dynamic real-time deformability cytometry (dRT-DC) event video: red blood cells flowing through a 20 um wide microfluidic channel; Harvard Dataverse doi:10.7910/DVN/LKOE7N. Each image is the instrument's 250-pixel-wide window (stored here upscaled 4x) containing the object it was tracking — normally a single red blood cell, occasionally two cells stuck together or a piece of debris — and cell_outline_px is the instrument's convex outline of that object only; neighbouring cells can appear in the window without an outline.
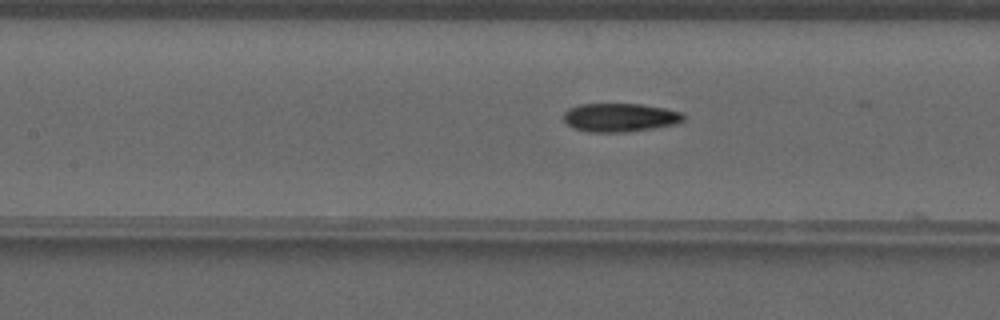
{"species": "common noctule bat (a hibernating species)", "species_latin": "Nyctalus noctula", "temperature_condition": "warm", "stored_images_in_passage": 31, "camera_frame_rate_fps": 3000, "um_per_image_px": 0.085, "animal": {"sex": "male", "forearm_length_mm": 52.5}, "frame": {"image": 1, "passage_image": 9, "time_ms": 2.667, "image_size_px": [1000, 320], "cell_outline_px": [[684, 120], [680, 124], [624, 132], [588, 132], [576, 128], [568, 124], [564, 120], [564, 112], [568, 108], [580, 104], [640, 104], [664, 108], [680, 112], [684, 116]], "centroid_in_image_um": [52.71, 9.98], "position_along_channel_um": 154.7, "area_um2": 19.88}}
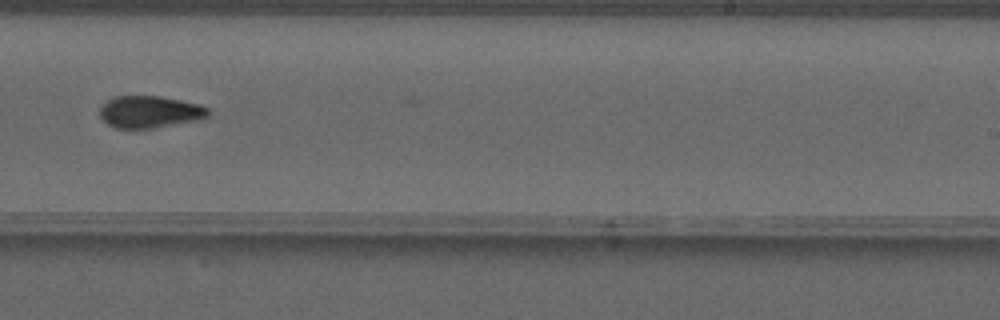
{"frame": {"image": 2, "passage_image": 18, "time_ms": 5.667, "image_size_px": [1000, 320], "cell_outline_px": [[212, 112], [204, 120], [152, 128], [116, 128], [108, 124], [100, 116], [100, 104], [116, 96], [160, 96], [200, 104], [208, 108]], "centroid_in_image_um": [12.78, 9.51], "position_along_channel_um": 276.2, "area_um2": 20.52}}
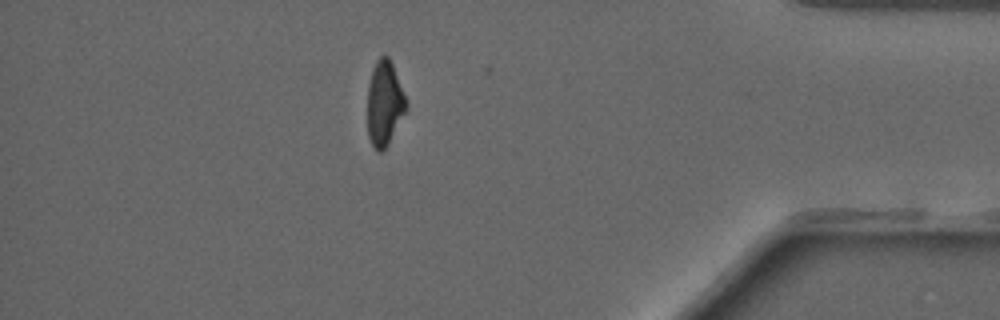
{"frame": {"image": 3, "passage_image": 30, "time_ms": 9.667, "image_size_px": [1000, 320], "cell_outline_px": [[408, 108], [388, 144], [380, 152], [376, 152], [368, 136], [368, 84], [372, 68], [376, 60], [380, 56], [388, 56], [392, 64], [408, 104]], "centroid_in_image_um": [32.68, 8.79], "position_along_channel_um": 402.5, "area_um2": 19.07}, "authors_computed_cell_mechanics": {"area_um2": 20.4612, "velocity_mm_per_s": 4.0694, "shape_relaxation_time_tau1_ms": 5.059, "shape_relaxation_time_tau2_ms": 1.8509, "deformation_change_tau1": 0.1883, "deformation_change_tau2": 0.0837}}